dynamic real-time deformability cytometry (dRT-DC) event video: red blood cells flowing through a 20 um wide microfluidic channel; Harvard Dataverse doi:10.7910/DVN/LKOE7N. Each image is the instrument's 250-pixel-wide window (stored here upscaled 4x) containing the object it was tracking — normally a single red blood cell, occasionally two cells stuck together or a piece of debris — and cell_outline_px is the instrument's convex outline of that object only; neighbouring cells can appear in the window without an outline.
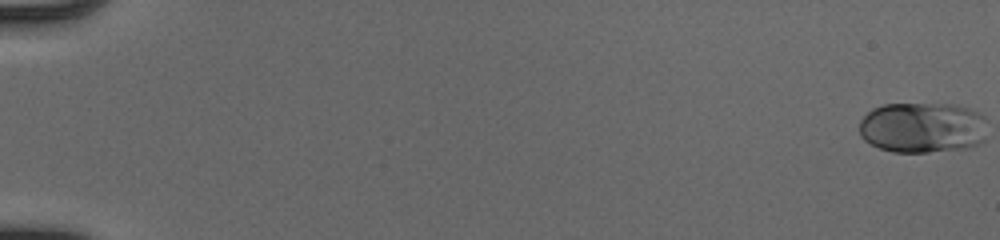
{"species": "human", "species_latin": "Homo sapiens", "temperature_condition": "cold", "stored_images_in_passage": 52, "camera_frame_rate_fps": 3000, "um_per_image_px": 0.085, "donor": {"sex": "male"}, "frame": {"image": 1, "passage_image": 1, "time_ms": 0.0, "image_size_px": [1000, 240], "cell_outline_px": [[984, 140], [976, 144], [964, 148], [928, 152], [892, 152], [880, 148], [864, 140], [860, 136], [860, 120], [872, 108], [884, 104], [952, 104], [968, 108], [980, 112], [984, 116]], "centroid_in_image_um": [78.39, 10.83], "position_along_channel_um": 6.6, "area_um2": 37.8}}
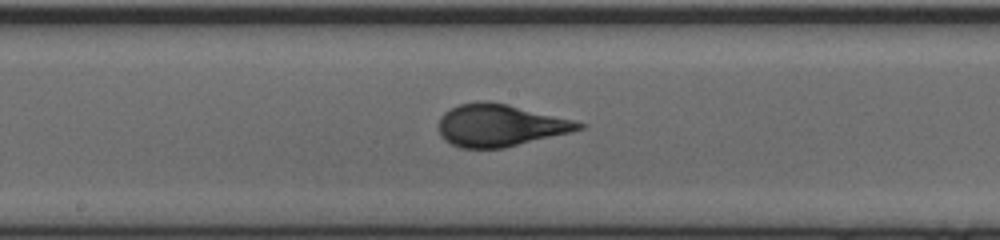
{"frame": {"image": 2, "passage_image": 30, "time_ms": 9.667, "image_size_px": [1000, 240], "cell_outline_px": [[588, 124], [584, 128], [504, 148], [460, 148], [444, 140], [440, 136], [440, 116], [444, 112], [460, 104], [476, 100], [488, 100], [508, 104]], "centroid_in_image_um": [42.46, 10.64], "position_along_channel_um": 205.7, "area_um2": 34.22}}
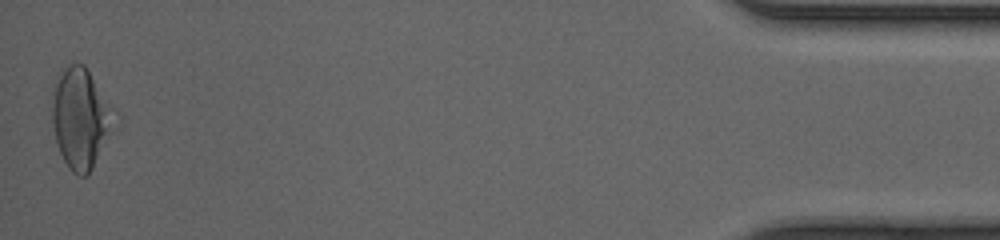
{"frame": {"image": 3, "passage_image": 52, "time_ms": 17.0, "image_size_px": [1000, 240], "cell_outline_px": [[120, 128], [88, 176], [76, 176], [68, 168], [60, 152], [56, 140], [52, 124], [52, 100], [56, 76], [60, 68], [68, 64], [84, 64], [120, 116]], "centroid_in_image_um": [6.96, 10.1], "position_along_channel_um": 428.2, "area_um2": 38.38}, "authors_computed_cell_mechanics": {"area_um2": 34.0731, "velocity_mm_per_s": 4.1327, "shape_relaxation_time_tau1_ms": 3.4383, "shape_relaxation_time_tau2_ms": null, "deformation_change_tau1": 0.1646, "deformation_change_tau2": null}}